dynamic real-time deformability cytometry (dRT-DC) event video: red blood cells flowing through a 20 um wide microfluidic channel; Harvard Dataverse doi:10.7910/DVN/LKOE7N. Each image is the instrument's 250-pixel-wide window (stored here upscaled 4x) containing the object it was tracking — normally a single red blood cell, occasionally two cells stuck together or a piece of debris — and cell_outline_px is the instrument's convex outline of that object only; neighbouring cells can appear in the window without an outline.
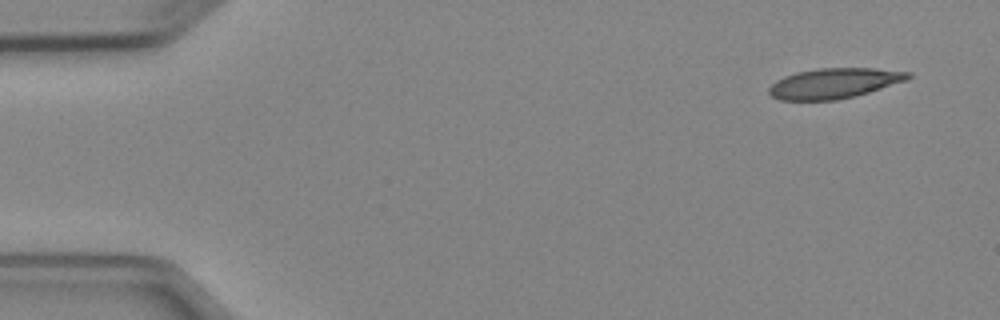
{"species": "Egyptian fruit bat (a non-hibernating species)", "species_latin": "Rousettus aegyptiacus", "temperature_condition": "cold", "stored_images_in_passage": 4, "camera_frame_rate_fps": 3000, "um_per_image_px": 0.085, "animal": {"sex": "female"}, "frame": {"image": 1, "passage_image": 1, "time_ms": 0.0, "image_size_px": [1000, 320], "cell_outline_px": [[912, 76], [908, 80], [868, 92], [836, 100], [780, 100], [772, 96], [768, 92], [768, 88], [776, 80], [784, 76], [796, 72], [820, 68], [872, 68], [912, 72]], "centroid_in_image_um": [70.9, 7.07], "position_along_channel_um": 14.1, "area_um2": 24.45}}
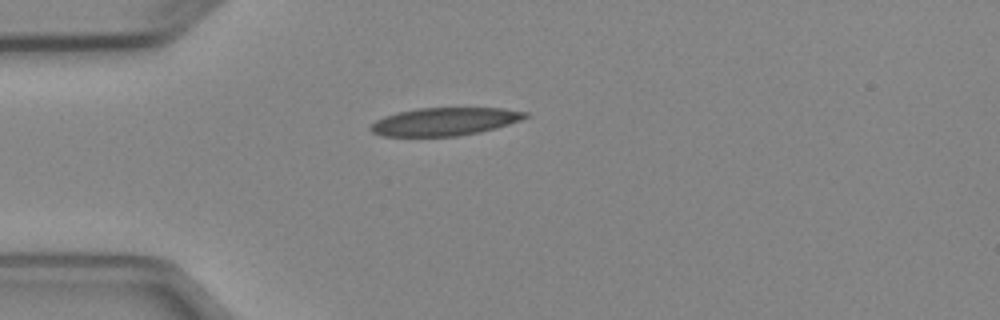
{"frame": {"image": 2, "passage_image": 4, "time_ms": 3.333, "image_size_px": [1000, 320], "cell_outline_px": [[528, 116], [520, 120], [496, 128], [480, 132], [460, 136], [380, 136], [372, 132], [368, 128], [376, 120], [384, 116], [396, 112], [416, 108], [504, 108], [528, 112]], "centroid_in_image_um": [37.77, 10.33], "position_along_channel_um": 47.2, "area_um2": 25.32}}